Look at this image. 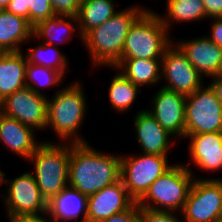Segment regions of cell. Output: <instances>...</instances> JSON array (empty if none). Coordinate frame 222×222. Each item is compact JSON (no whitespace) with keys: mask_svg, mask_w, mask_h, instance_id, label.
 Segmentation results:
<instances>
[{"mask_svg":"<svg viewBox=\"0 0 222 222\" xmlns=\"http://www.w3.org/2000/svg\"><path fill=\"white\" fill-rule=\"evenodd\" d=\"M24 51L6 52L0 59V103L26 87L27 58Z\"/></svg>","mask_w":222,"mask_h":222,"instance_id":"cell-20","label":"cell"},{"mask_svg":"<svg viewBox=\"0 0 222 222\" xmlns=\"http://www.w3.org/2000/svg\"><path fill=\"white\" fill-rule=\"evenodd\" d=\"M58 143L43 140L28 159L34 165L32 174L47 203L69 186L71 143Z\"/></svg>","mask_w":222,"mask_h":222,"instance_id":"cell-4","label":"cell"},{"mask_svg":"<svg viewBox=\"0 0 222 222\" xmlns=\"http://www.w3.org/2000/svg\"><path fill=\"white\" fill-rule=\"evenodd\" d=\"M161 64V79L166 83L162 88L187 96L204 83V77L174 42L165 50Z\"/></svg>","mask_w":222,"mask_h":222,"instance_id":"cell-11","label":"cell"},{"mask_svg":"<svg viewBox=\"0 0 222 222\" xmlns=\"http://www.w3.org/2000/svg\"><path fill=\"white\" fill-rule=\"evenodd\" d=\"M101 222H141L140 208L135 203L129 210L112 215Z\"/></svg>","mask_w":222,"mask_h":222,"instance_id":"cell-32","label":"cell"},{"mask_svg":"<svg viewBox=\"0 0 222 222\" xmlns=\"http://www.w3.org/2000/svg\"><path fill=\"white\" fill-rule=\"evenodd\" d=\"M134 116L135 136L142 152L162 156L169 155L171 139L174 136L160 126L146 109H140Z\"/></svg>","mask_w":222,"mask_h":222,"instance_id":"cell-16","label":"cell"},{"mask_svg":"<svg viewBox=\"0 0 222 222\" xmlns=\"http://www.w3.org/2000/svg\"><path fill=\"white\" fill-rule=\"evenodd\" d=\"M33 39V27L27 19L7 10L0 14V48L6 52L22 51V44Z\"/></svg>","mask_w":222,"mask_h":222,"instance_id":"cell-21","label":"cell"},{"mask_svg":"<svg viewBox=\"0 0 222 222\" xmlns=\"http://www.w3.org/2000/svg\"><path fill=\"white\" fill-rule=\"evenodd\" d=\"M11 0H0V6L6 9V7L9 5V2Z\"/></svg>","mask_w":222,"mask_h":222,"instance_id":"cell-38","label":"cell"},{"mask_svg":"<svg viewBox=\"0 0 222 222\" xmlns=\"http://www.w3.org/2000/svg\"><path fill=\"white\" fill-rule=\"evenodd\" d=\"M186 138L190 139L189 160L195 166L207 172L222 169V132L192 134Z\"/></svg>","mask_w":222,"mask_h":222,"instance_id":"cell-18","label":"cell"},{"mask_svg":"<svg viewBox=\"0 0 222 222\" xmlns=\"http://www.w3.org/2000/svg\"><path fill=\"white\" fill-rule=\"evenodd\" d=\"M202 77L222 75V48L207 36L175 43Z\"/></svg>","mask_w":222,"mask_h":222,"instance_id":"cell-15","label":"cell"},{"mask_svg":"<svg viewBox=\"0 0 222 222\" xmlns=\"http://www.w3.org/2000/svg\"><path fill=\"white\" fill-rule=\"evenodd\" d=\"M135 203L120 179L87 196L86 222H101L112 215L129 210Z\"/></svg>","mask_w":222,"mask_h":222,"instance_id":"cell-14","label":"cell"},{"mask_svg":"<svg viewBox=\"0 0 222 222\" xmlns=\"http://www.w3.org/2000/svg\"><path fill=\"white\" fill-rule=\"evenodd\" d=\"M48 213L55 222H86L87 196L68 186L48 202Z\"/></svg>","mask_w":222,"mask_h":222,"instance_id":"cell-19","label":"cell"},{"mask_svg":"<svg viewBox=\"0 0 222 222\" xmlns=\"http://www.w3.org/2000/svg\"><path fill=\"white\" fill-rule=\"evenodd\" d=\"M82 0H50L56 15L77 17Z\"/></svg>","mask_w":222,"mask_h":222,"instance_id":"cell-31","label":"cell"},{"mask_svg":"<svg viewBox=\"0 0 222 222\" xmlns=\"http://www.w3.org/2000/svg\"><path fill=\"white\" fill-rule=\"evenodd\" d=\"M5 172H2L1 170H0V186L2 185V183H3V181L5 182Z\"/></svg>","mask_w":222,"mask_h":222,"instance_id":"cell-39","label":"cell"},{"mask_svg":"<svg viewBox=\"0 0 222 222\" xmlns=\"http://www.w3.org/2000/svg\"><path fill=\"white\" fill-rule=\"evenodd\" d=\"M166 13L159 17L163 25L170 32L171 23L203 21L207 19L202 0H166Z\"/></svg>","mask_w":222,"mask_h":222,"instance_id":"cell-25","label":"cell"},{"mask_svg":"<svg viewBox=\"0 0 222 222\" xmlns=\"http://www.w3.org/2000/svg\"><path fill=\"white\" fill-rule=\"evenodd\" d=\"M216 178L194 179L181 212L184 222H222V178Z\"/></svg>","mask_w":222,"mask_h":222,"instance_id":"cell-8","label":"cell"},{"mask_svg":"<svg viewBox=\"0 0 222 222\" xmlns=\"http://www.w3.org/2000/svg\"><path fill=\"white\" fill-rule=\"evenodd\" d=\"M141 222H184L179 219L176 212L156 211L148 208H140Z\"/></svg>","mask_w":222,"mask_h":222,"instance_id":"cell-30","label":"cell"},{"mask_svg":"<svg viewBox=\"0 0 222 222\" xmlns=\"http://www.w3.org/2000/svg\"><path fill=\"white\" fill-rule=\"evenodd\" d=\"M26 52L28 63L57 70L63 76L66 73L65 71L68 70L69 61L66 58L67 56L54 45L41 42L35 47L28 48Z\"/></svg>","mask_w":222,"mask_h":222,"instance_id":"cell-27","label":"cell"},{"mask_svg":"<svg viewBox=\"0 0 222 222\" xmlns=\"http://www.w3.org/2000/svg\"><path fill=\"white\" fill-rule=\"evenodd\" d=\"M117 3L114 0H82L77 15L79 37H82L92 28L100 26L115 15Z\"/></svg>","mask_w":222,"mask_h":222,"instance_id":"cell-24","label":"cell"},{"mask_svg":"<svg viewBox=\"0 0 222 222\" xmlns=\"http://www.w3.org/2000/svg\"><path fill=\"white\" fill-rule=\"evenodd\" d=\"M4 8L0 6V14L3 12Z\"/></svg>","mask_w":222,"mask_h":222,"instance_id":"cell-41","label":"cell"},{"mask_svg":"<svg viewBox=\"0 0 222 222\" xmlns=\"http://www.w3.org/2000/svg\"><path fill=\"white\" fill-rule=\"evenodd\" d=\"M185 101V139L188 135L222 132V102L209 84Z\"/></svg>","mask_w":222,"mask_h":222,"instance_id":"cell-7","label":"cell"},{"mask_svg":"<svg viewBox=\"0 0 222 222\" xmlns=\"http://www.w3.org/2000/svg\"><path fill=\"white\" fill-rule=\"evenodd\" d=\"M79 82H71L56 90L53 99H48L46 128L54 130L61 143H86L78 132L83 126L88 106L85 89Z\"/></svg>","mask_w":222,"mask_h":222,"instance_id":"cell-3","label":"cell"},{"mask_svg":"<svg viewBox=\"0 0 222 222\" xmlns=\"http://www.w3.org/2000/svg\"><path fill=\"white\" fill-rule=\"evenodd\" d=\"M35 131L0 111V143L14 152L13 154L27 161L43 143V140L41 142L36 141Z\"/></svg>","mask_w":222,"mask_h":222,"instance_id":"cell-17","label":"cell"},{"mask_svg":"<svg viewBox=\"0 0 222 222\" xmlns=\"http://www.w3.org/2000/svg\"><path fill=\"white\" fill-rule=\"evenodd\" d=\"M132 5L121 9L100 26L89 30L82 37V44L90 54L94 67H113L122 56L126 36L134 22L146 11Z\"/></svg>","mask_w":222,"mask_h":222,"instance_id":"cell-2","label":"cell"},{"mask_svg":"<svg viewBox=\"0 0 222 222\" xmlns=\"http://www.w3.org/2000/svg\"><path fill=\"white\" fill-rule=\"evenodd\" d=\"M64 78L65 77L57 70L27 63L26 86L35 93L47 96L42 89L50 88L52 86L57 87L64 82Z\"/></svg>","mask_w":222,"mask_h":222,"instance_id":"cell-28","label":"cell"},{"mask_svg":"<svg viewBox=\"0 0 222 222\" xmlns=\"http://www.w3.org/2000/svg\"><path fill=\"white\" fill-rule=\"evenodd\" d=\"M6 53V51L2 48H0V59L3 57V55Z\"/></svg>","mask_w":222,"mask_h":222,"instance_id":"cell-40","label":"cell"},{"mask_svg":"<svg viewBox=\"0 0 222 222\" xmlns=\"http://www.w3.org/2000/svg\"><path fill=\"white\" fill-rule=\"evenodd\" d=\"M210 80L211 82L209 83L213 90L216 92L217 97L220 99L222 102V75L214 76Z\"/></svg>","mask_w":222,"mask_h":222,"instance_id":"cell-37","label":"cell"},{"mask_svg":"<svg viewBox=\"0 0 222 222\" xmlns=\"http://www.w3.org/2000/svg\"><path fill=\"white\" fill-rule=\"evenodd\" d=\"M167 157L145 153L140 156L135 154L121 156L120 179L136 202L146 193L151 184L172 166Z\"/></svg>","mask_w":222,"mask_h":222,"instance_id":"cell-9","label":"cell"},{"mask_svg":"<svg viewBox=\"0 0 222 222\" xmlns=\"http://www.w3.org/2000/svg\"><path fill=\"white\" fill-rule=\"evenodd\" d=\"M189 165L172 164L136 202L139 208L181 213L195 178Z\"/></svg>","mask_w":222,"mask_h":222,"instance_id":"cell-5","label":"cell"},{"mask_svg":"<svg viewBox=\"0 0 222 222\" xmlns=\"http://www.w3.org/2000/svg\"><path fill=\"white\" fill-rule=\"evenodd\" d=\"M29 7V23L32 27L54 15L50 0H26Z\"/></svg>","mask_w":222,"mask_h":222,"instance_id":"cell-29","label":"cell"},{"mask_svg":"<svg viewBox=\"0 0 222 222\" xmlns=\"http://www.w3.org/2000/svg\"><path fill=\"white\" fill-rule=\"evenodd\" d=\"M7 193L3 196L7 218L42 215L48 212V203L41 192L33 174L25 171L14 179H6Z\"/></svg>","mask_w":222,"mask_h":222,"instance_id":"cell-10","label":"cell"},{"mask_svg":"<svg viewBox=\"0 0 222 222\" xmlns=\"http://www.w3.org/2000/svg\"><path fill=\"white\" fill-rule=\"evenodd\" d=\"M113 75L108 87L111 108L118 113H126L134 105V101L141 89L126 78L119 70Z\"/></svg>","mask_w":222,"mask_h":222,"instance_id":"cell-26","label":"cell"},{"mask_svg":"<svg viewBox=\"0 0 222 222\" xmlns=\"http://www.w3.org/2000/svg\"><path fill=\"white\" fill-rule=\"evenodd\" d=\"M210 20V35L207 37L222 48V17H213Z\"/></svg>","mask_w":222,"mask_h":222,"instance_id":"cell-34","label":"cell"},{"mask_svg":"<svg viewBox=\"0 0 222 222\" xmlns=\"http://www.w3.org/2000/svg\"><path fill=\"white\" fill-rule=\"evenodd\" d=\"M121 155L103 153L86 143H71L69 186L89 196L120 180Z\"/></svg>","mask_w":222,"mask_h":222,"instance_id":"cell-1","label":"cell"},{"mask_svg":"<svg viewBox=\"0 0 222 222\" xmlns=\"http://www.w3.org/2000/svg\"><path fill=\"white\" fill-rule=\"evenodd\" d=\"M5 10L14 15L21 16L29 22V7H27L26 0H11Z\"/></svg>","mask_w":222,"mask_h":222,"instance_id":"cell-33","label":"cell"},{"mask_svg":"<svg viewBox=\"0 0 222 222\" xmlns=\"http://www.w3.org/2000/svg\"><path fill=\"white\" fill-rule=\"evenodd\" d=\"M140 89L161 82V59H120L113 67Z\"/></svg>","mask_w":222,"mask_h":222,"instance_id":"cell-22","label":"cell"},{"mask_svg":"<svg viewBox=\"0 0 222 222\" xmlns=\"http://www.w3.org/2000/svg\"><path fill=\"white\" fill-rule=\"evenodd\" d=\"M173 41L159 13L147 8L130 28L121 59H162Z\"/></svg>","mask_w":222,"mask_h":222,"instance_id":"cell-6","label":"cell"},{"mask_svg":"<svg viewBox=\"0 0 222 222\" xmlns=\"http://www.w3.org/2000/svg\"><path fill=\"white\" fill-rule=\"evenodd\" d=\"M208 19L222 17V0H202Z\"/></svg>","mask_w":222,"mask_h":222,"instance_id":"cell-35","label":"cell"},{"mask_svg":"<svg viewBox=\"0 0 222 222\" xmlns=\"http://www.w3.org/2000/svg\"><path fill=\"white\" fill-rule=\"evenodd\" d=\"M48 98L26 86L3 100L0 111L34 130L44 131L47 125Z\"/></svg>","mask_w":222,"mask_h":222,"instance_id":"cell-12","label":"cell"},{"mask_svg":"<svg viewBox=\"0 0 222 222\" xmlns=\"http://www.w3.org/2000/svg\"><path fill=\"white\" fill-rule=\"evenodd\" d=\"M45 215V217H43ZM49 213H45L42 215H31V216H20L16 218H8L9 222H55L51 217L48 220Z\"/></svg>","mask_w":222,"mask_h":222,"instance_id":"cell-36","label":"cell"},{"mask_svg":"<svg viewBox=\"0 0 222 222\" xmlns=\"http://www.w3.org/2000/svg\"><path fill=\"white\" fill-rule=\"evenodd\" d=\"M73 23H76V27ZM78 28L77 17L68 15H54L44 21L39 22L33 27V38L37 40H44L42 41L43 43L57 47V44L59 43L61 44L69 40L71 41L73 33L76 32V30V33L79 34Z\"/></svg>","mask_w":222,"mask_h":222,"instance_id":"cell-23","label":"cell"},{"mask_svg":"<svg viewBox=\"0 0 222 222\" xmlns=\"http://www.w3.org/2000/svg\"><path fill=\"white\" fill-rule=\"evenodd\" d=\"M150 101L149 111L158 124L176 138H185V101L186 96L160 88Z\"/></svg>","mask_w":222,"mask_h":222,"instance_id":"cell-13","label":"cell"}]
</instances>
